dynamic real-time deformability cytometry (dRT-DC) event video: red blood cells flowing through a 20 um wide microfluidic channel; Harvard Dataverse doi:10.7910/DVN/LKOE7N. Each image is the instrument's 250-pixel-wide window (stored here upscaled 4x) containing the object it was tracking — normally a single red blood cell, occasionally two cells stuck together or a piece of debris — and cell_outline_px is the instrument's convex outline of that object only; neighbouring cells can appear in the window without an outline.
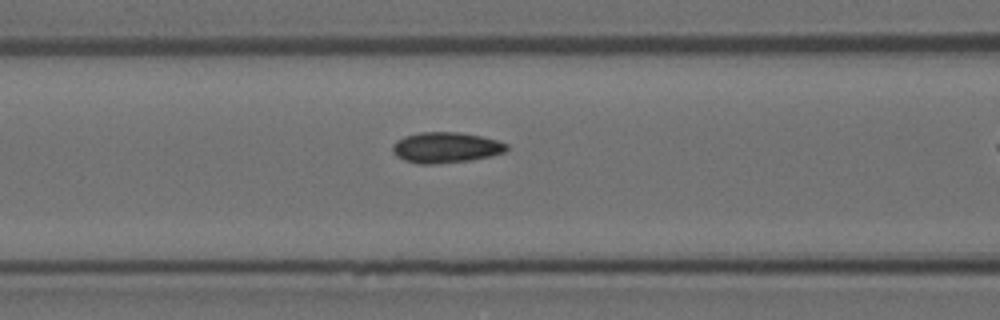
{"species": "Egyptian fruit bat (a non-hibernating species)", "species_latin": "Rousettus aegyptiacus", "temperature_condition": "room temperature", "stored_images_in_passage": 40, "camera_frame_rate_fps": 3000, "um_per_image_px": 0.085, "animal": {"sex": "female"}, "frame": {"image": 1, "passage_image": 19, "time_ms": 6.0, "image_size_px": [1000, 320], "cell_outline_px": [[508, 148], [504, 152], [492, 156], [468, 160], [436, 164], [416, 164], [404, 160], [396, 156], [392, 152], [392, 144], [396, 140], [404, 136], [420, 132], [456, 132], [480, 136], [496, 140], [508, 144]], "centroid_in_image_um": [37.85, 12.54], "position_along_channel_um": 128.8, "area_um2": 20.46}}
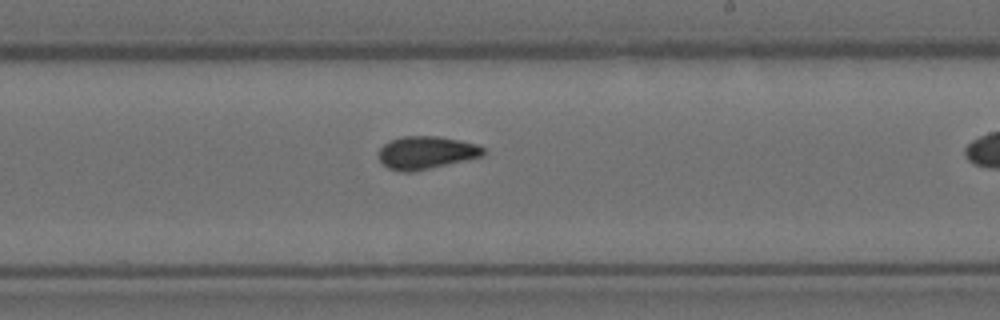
{"frame": {"image": 2, "passage_image": 29, "time_ms": 9.333, "image_size_px": [1000, 320], "cell_outline_px": [[484, 152], [480, 156], [464, 160], [428, 168], [408, 172], [400, 172], [388, 168], [380, 160], [376, 152], [388, 140], [404, 136], [440, 136], [460, 140], [476, 144], [484, 148]], "centroid_in_image_um": [36.16, 12.95], "position_along_channel_um": 252.8, "area_um2": 19.83}}
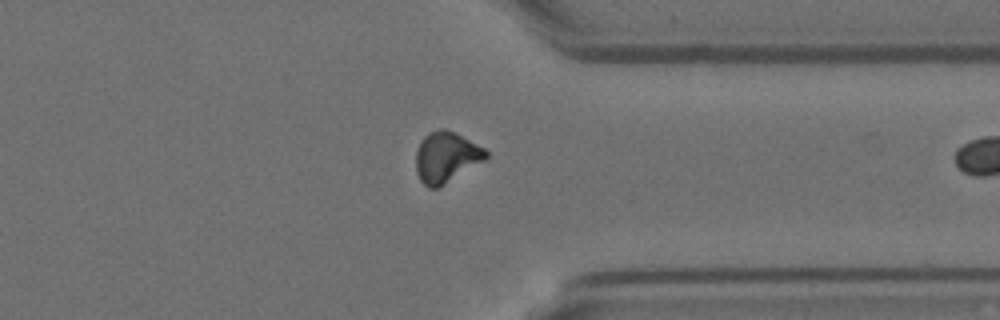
{"frame": {"image": 3, "passage_image": 39, "time_ms": 12.667, "image_size_px": [1000, 320], "cell_outline_px": [[488, 156], [484, 160], [444, 184], [436, 188], [428, 188], [420, 180], [416, 172], [416, 152], [424, 136], [428, 132], [440, 128], [444, 128], [484, 148], [488, 152]], "centroid_in_image_um": [37.89, 13.36], "position_along_channel_um": 373.5, "area_um2": 20.23}}